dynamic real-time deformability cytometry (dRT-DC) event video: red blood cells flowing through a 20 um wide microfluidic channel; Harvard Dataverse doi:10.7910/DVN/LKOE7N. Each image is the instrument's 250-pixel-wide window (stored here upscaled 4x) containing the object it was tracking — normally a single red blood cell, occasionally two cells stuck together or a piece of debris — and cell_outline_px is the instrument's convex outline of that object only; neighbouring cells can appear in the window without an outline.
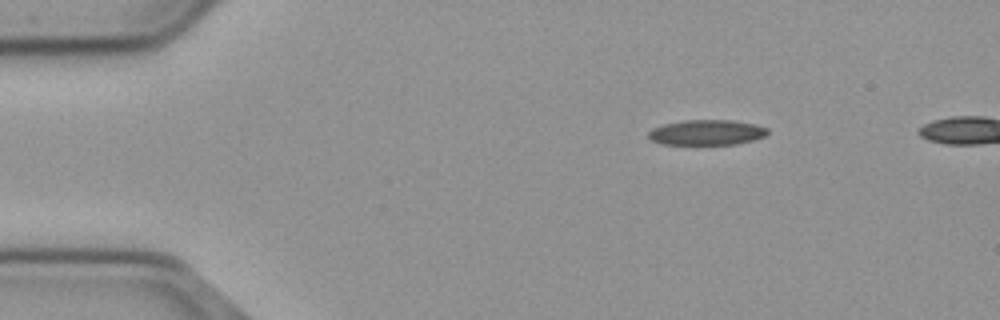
{"species": "common noctule bat (a hibernating species)", "species_latin": "Nyctalus noctula", "temperature_condition": "cold", "stored_images_in_passage": 44, "camera_frame_rate_fps": 3000, "um_per_image_px": 0.085, "animal": {"sex": "male", "body_mass_g": 23.1, "forearm_length_mm": 52.7}, "frame": {"image": 1, "passage_image": 1, "time_ms": 0.0, "image_size_px": [1000, 320], "cell_outline_px": [[768, 132], [764, 136], [752, 140], [736, 144], [660, 144], [652, 140], [648, 136], [648, 132], [652, 128], [664, 124], [684, 120], [732, 120], [756, 124], [768, 128]], "centroid_in_image_um": [60.06, 11.25], "position_along_channel_um": 24.9, "area_um2": 17.51}}
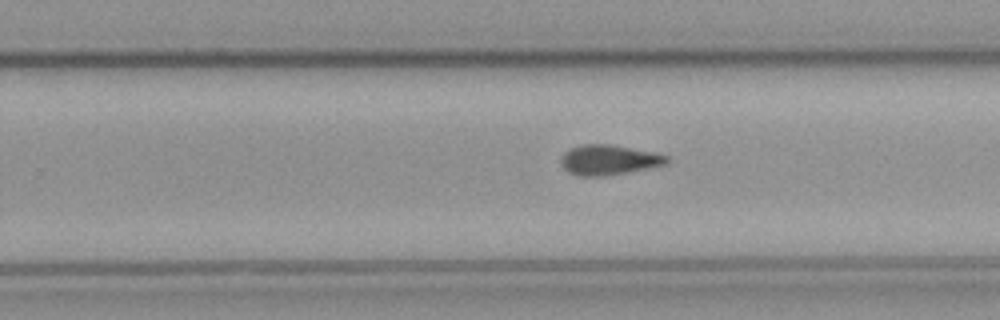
{"frame": {"image": 2, "passage_image": 27, "time_ms": 8.667, "image_size_px": [1000, 320], "cell_outline_px": [[668, 160], [664, 164], [628, 172], [604, 176], [580, 176], [568, 172], [560, 164], [560, 160], [564, 152], [568, 148], [584, 144], [608, 144], [668, 156]], "centroid_in_image_um": [51.64, 13.6], "position_along_channel_um": 278.2, "area_um2": 18.15}}
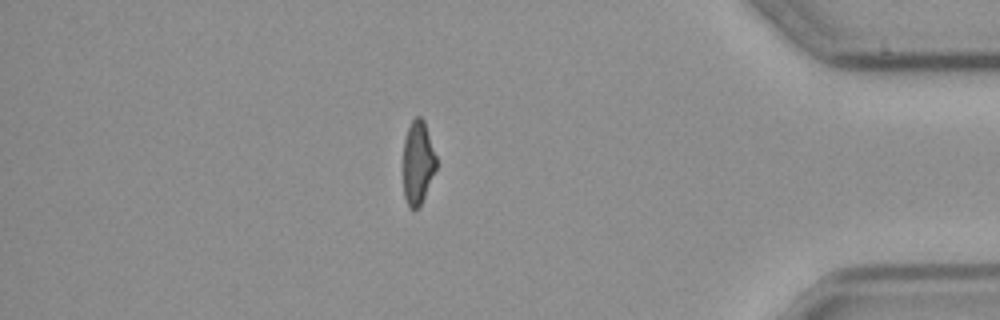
{"frame": {"image": 3, "passage_image": 40, "time_ms": 13.0, "image_size_px": [1000, 320], "cell_outline_px": [[436, 168], [424, 196], [420, 204], [412, 212], [408, 208], [404, 196], [404, 140], [408, 128], [412, 120], [416, 116], [420, 116], [424, 120], [436, 156]], "centroid_in_image_um": [35.51, 13.83], "position_along_channel_um": 399.7, "area_um2": 15.9}}